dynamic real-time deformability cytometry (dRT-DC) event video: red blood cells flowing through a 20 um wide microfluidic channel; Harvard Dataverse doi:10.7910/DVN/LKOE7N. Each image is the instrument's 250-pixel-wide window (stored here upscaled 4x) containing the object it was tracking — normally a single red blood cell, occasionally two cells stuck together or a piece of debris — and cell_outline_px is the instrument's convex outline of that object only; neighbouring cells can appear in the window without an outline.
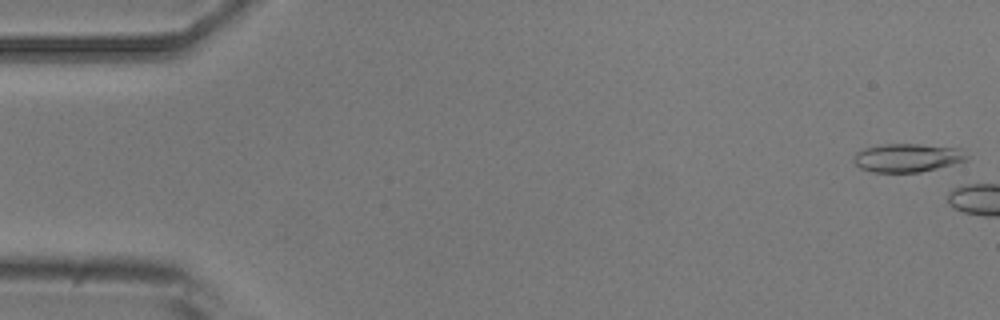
{"species": "common noctule bat (a hibernating species)", "species_latin": "Nyctalus noctula", "temperature_condition": "room temperature", "stored_images_in_passage": 6, "camera_frame_rate_fps": 3000, "um_per_image_px": 0.085, "animal": {"sex": "male", "body_mass_g": 20.5, "forearm_length_mm": 52.5}, "frame": {"image": 1, "passage_image": 1, "time_ms": 0.0, "image_size_px": [1000, 320], "cell_outline_px": [[968, 160], [920, 172], [872, 172], [860, 168], [852, 160], [856, 152], [864, 148], [884, 144], [920, 144], [960, 148], [968, 156]], "centroid_in_image_um": [77.11, 13.4], "position_along_channel_um": 7.9, "area_um2": 18.73}}
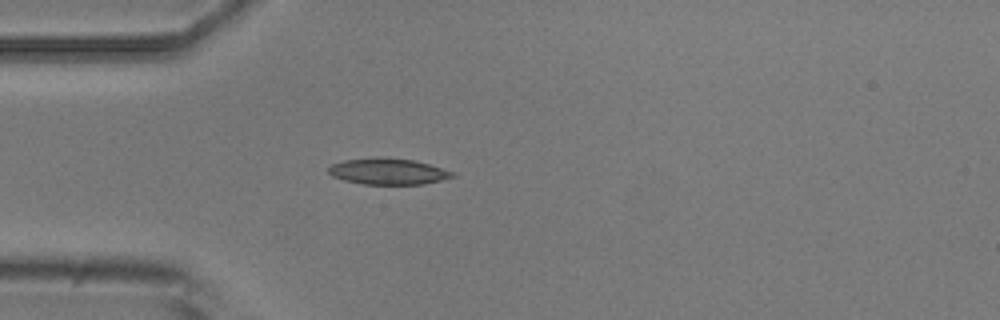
{"frame": {"image": 2, "passage_image": 6, "time_ms": 6.0, "image_size_px": [1000, 320], "cell_outline_px": [[456, 176], [424, 184], [364, 184], [344, 180], [332, 176], [328, 172], [328, 168], [332, 164], [344, 160], [412, 160], [428, 164], [456, 172]], "centroid_in_image_um": [33.03, 14.62], "position_along_channel_um": 52.0, "area_um2": 17.98}}